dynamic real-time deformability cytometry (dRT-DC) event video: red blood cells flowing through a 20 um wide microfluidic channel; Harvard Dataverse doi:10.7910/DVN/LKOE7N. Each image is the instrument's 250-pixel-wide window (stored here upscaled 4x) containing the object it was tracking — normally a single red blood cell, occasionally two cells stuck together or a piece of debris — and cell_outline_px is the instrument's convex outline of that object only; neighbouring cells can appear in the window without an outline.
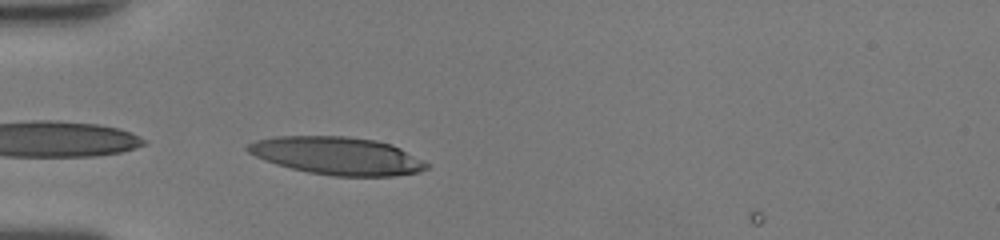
{"species": "human", "species_latin": "Homo sapiens", "temperature_condition": "room temperature", "stored_images_in_passage": 28, "camera_frame_rate_fps": 3000, "um_per_image_px": 0.085, "donor": {"sex": "female"}, "frame": {"image": 1, "passage_image": 1, "time_ms": 0.0, "image_size_px": [1000, 240], "cell_outline_px": [[428, 168], [420, 172], [392, 176], [332, 176], [308, 172], [276, 164], [264, 160], [248, 152], [244, 148], [248, 144], [256, 140], [276, 136], [348, 136], [376, 140], [392, 144], [400, 148], [428, 164]], "centroid_in_image_um": [28.64, 13.24], "position_along_channel_um": 56.4, "area_um2": 39.3}}
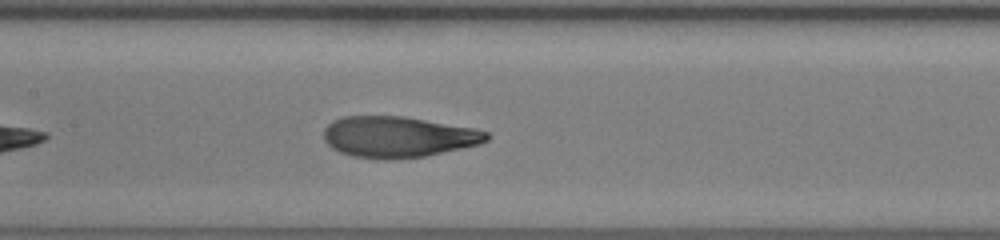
{"frame": {"image": 2, "passage_image": 10, "time_ms": 3.0, "image_size_px": [1000, 240], "cell_outline_px": [[492, 136], [488, 140], [480, 144], [424, 156], [392, 160], [384, 160], [352, 156], [340, 152], [332, 148], [324, 140], [324, 128], [332, 120], [344, 116], [404, 116], [472, 128], [488, 132]], "centroid_in_image_um": [33.82, 11.64], "position_along_channel_um": 173.6, "area_um2": 39.02}}
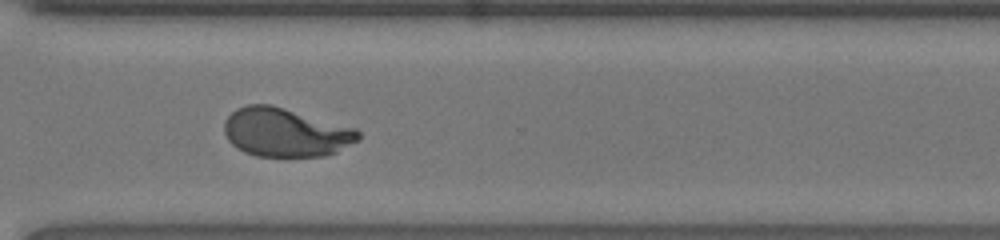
{"frame": {"image": 3, "passage_image": 22, "time_ms": 7.0, "image_size_px": [1000, 240], "cell_outline_px": [[360, 140], [336, 152], [324, 156], [256, 156], [244, 152], [236, 148], [228, 140], [224, 132], [224, 120], [236, 108], [248, 104], [272, 104], [356, 128], [360, 132]], "centroid_in_image_um": [24.26, 11.25], "position_along_channel_um": 346.3, "area_um2": 38.32}, "authors_computed_cell_mechanics": {"area_um2": 38.9861, "velocity_mm_per_s": 4.3152, "shape_relaxation_time_tau1_ms": 4.7818, "shape_relaxation_time_tau2_ms": 0.6552, "deformation_change_tau1": 0.2513, "deformation_change_tau2": 0.0695}}